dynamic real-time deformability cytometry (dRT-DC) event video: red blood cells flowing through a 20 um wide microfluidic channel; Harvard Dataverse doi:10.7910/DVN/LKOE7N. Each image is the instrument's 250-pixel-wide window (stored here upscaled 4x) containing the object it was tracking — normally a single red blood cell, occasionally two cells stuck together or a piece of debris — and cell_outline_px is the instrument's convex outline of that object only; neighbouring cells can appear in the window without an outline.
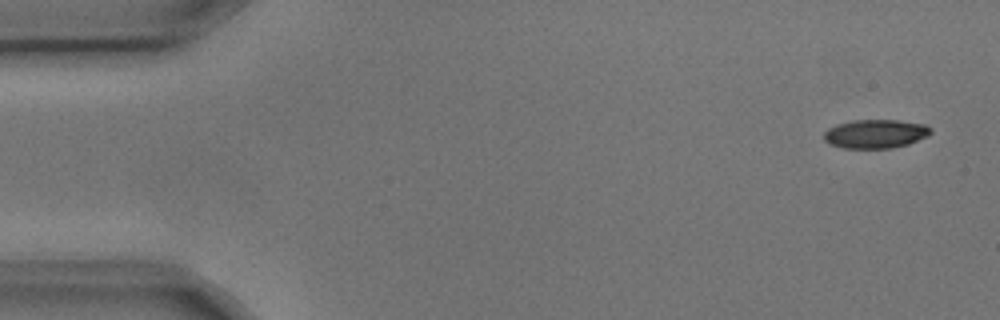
{"species": "common noctule bat (a hibernating species)", "species_latin": "Nyctalus noctula", "temperature_condition": "cold", "stored_images_in_passage": 9, "camera_frame_rate_fps": 3000, "um_per_image_px": 0.085, "animal": {"sex": "male", "body_mass_g": 17.9, "forearm_length_mm": 54.2}, "frame": {"image": 1, "passage_image": 1, "time_ms": 0.0, "image_size_px": [1000, 320], "cell_outline_px": [[932, 132], [928, 136], [908, 144], [892, 148], [844, 148], [828, 144], [824, 140], [824, 132], [828, 128], [836, 124], [852, 120], [900, 120], [924, 124], [932, 128]], "centroid_in_image_um": [74.41, 11.37], "position_along_channel_um": 10.6, "area_um2": 18.09}}
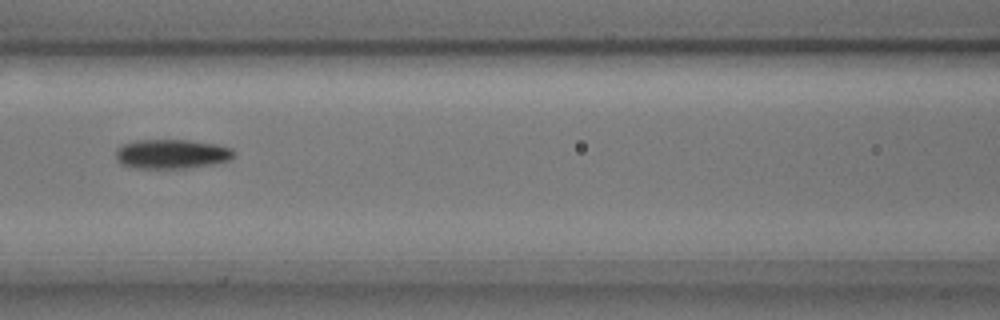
{"frame": {"image": 2, "passage_image": 7, "time_ms": 2.0, "image_size_px": [1000, 320], "cell_outline_px": [[236, 156], [228, 160], [212, 164], [184, 168], [132, 168], [120, 164], [116, 160], [116, 148], [124, 144], [136, 140], [188, 140], [216, 144], [232, 148], [236, 152]], "centroid_in_image_um": [14.58, 13.09], "position_along_channel_um": 152.0, "area_um2": 20.35}}
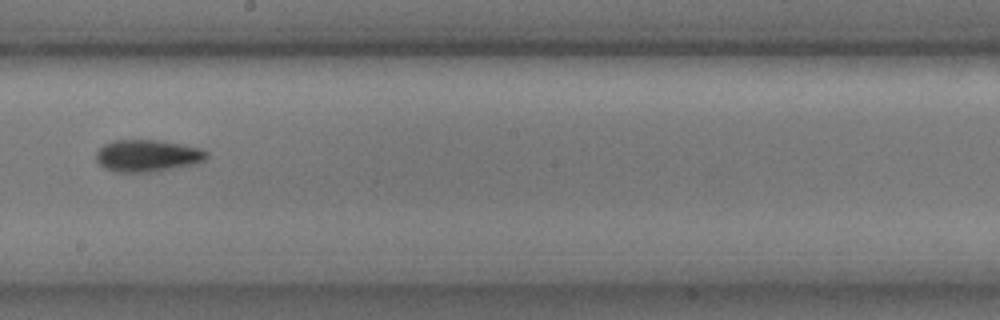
{"frame": {"image": 3, "passage_image": 9, "time_ms": 2.667, "image_size_px": [1000, 320], "cell_outline_px": [[208, 156], [204, 160], [196, 164], [160, 172], [116, 172], [104, 168], [96, 160], [96, 152], [104, 144], [116, 140], [156, 140], [180, 144], [200, 148], [208, 152]], "centroid_in_image_um": [12.55, 13.25], "position_along_channel_um": 235.6, "area_um2": 20.81}}